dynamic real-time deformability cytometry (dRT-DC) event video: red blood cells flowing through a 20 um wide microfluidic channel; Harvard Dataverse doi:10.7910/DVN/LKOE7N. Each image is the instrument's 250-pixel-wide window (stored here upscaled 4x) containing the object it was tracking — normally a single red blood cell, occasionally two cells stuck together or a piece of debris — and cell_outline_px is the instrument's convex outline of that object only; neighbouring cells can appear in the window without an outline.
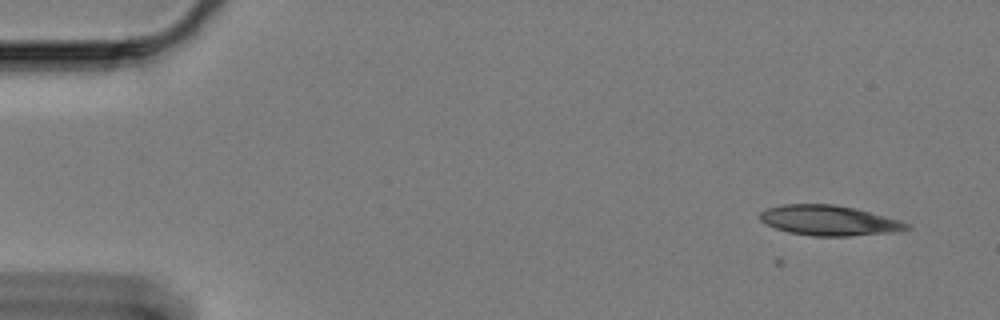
{"species": "Egyptian fruit bat (a non-hibernating species)", "species_latin": "Rousettus aegyptiacus", "temperature_condition": "cold", "stored_images_in_passage": 2, "camera_frame_rate_fps": 3000, "um_per_image_px": 0.085, "animal": {"sex": "female"}, "frame": {"image": 1, "passage_image": 2, "time_ms": 0.333, "image_size_px": [1000, 320], "cell_outline_px": [[912, 228], [896, 232], [848, 236], [812, 236], [788, 232], [776, 228], [760, 220], [760, 212], [764, 208], [784, 204], [832, 204], [856, 208], [900, 220], [912, 224]], "centroid_in_image_um": [70.5, 18.74], "position_along_channel_um": 14.5, "area_um2": 25.95}}